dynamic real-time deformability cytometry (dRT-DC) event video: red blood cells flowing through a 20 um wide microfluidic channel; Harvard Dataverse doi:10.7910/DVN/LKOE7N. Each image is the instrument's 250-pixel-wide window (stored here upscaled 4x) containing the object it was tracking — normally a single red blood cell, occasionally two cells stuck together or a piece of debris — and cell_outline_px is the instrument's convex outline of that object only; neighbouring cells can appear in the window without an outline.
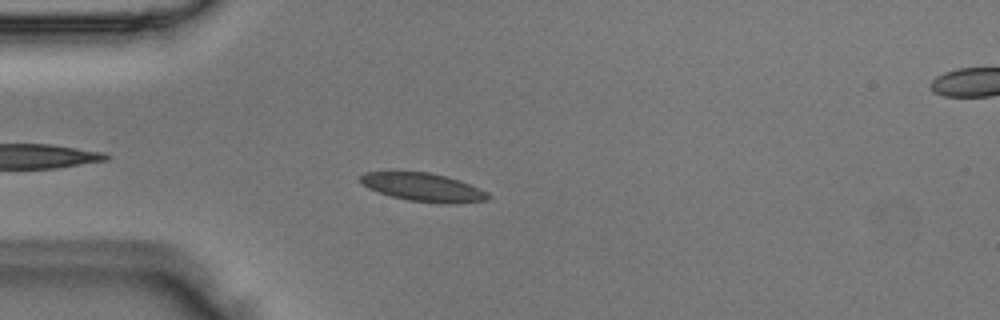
{"species": "Egyptian fruit bat (a non-hibernating species)", "species_latin": "Rousettus aegyptiacus", "temperature_condition": "room temperature", "stored_images_in_passage": 4, "camera_frame_rate_fps": 3000, "um_per_image_px": 0.085, "animal": {"sex": "male"}, "frame": {"image": 1, "passage_image": 3, "time_ms": 0.667, "image_size_px": [1000, 320], "cell_outline_px": [[492, 196], [488, 200], [456, 204], [440, 204], [408, 200], [392, 196], [368, 188], [360, 184], [360, 176], [364, 172], [388, 168], [428, 172], [448, 176], [460, 180], [480, 188], [488, 192]], "centroid_in_image_um": [35.92, 15.87], "position_along_channel_um": 49.1, "area_um2": 22.25}}